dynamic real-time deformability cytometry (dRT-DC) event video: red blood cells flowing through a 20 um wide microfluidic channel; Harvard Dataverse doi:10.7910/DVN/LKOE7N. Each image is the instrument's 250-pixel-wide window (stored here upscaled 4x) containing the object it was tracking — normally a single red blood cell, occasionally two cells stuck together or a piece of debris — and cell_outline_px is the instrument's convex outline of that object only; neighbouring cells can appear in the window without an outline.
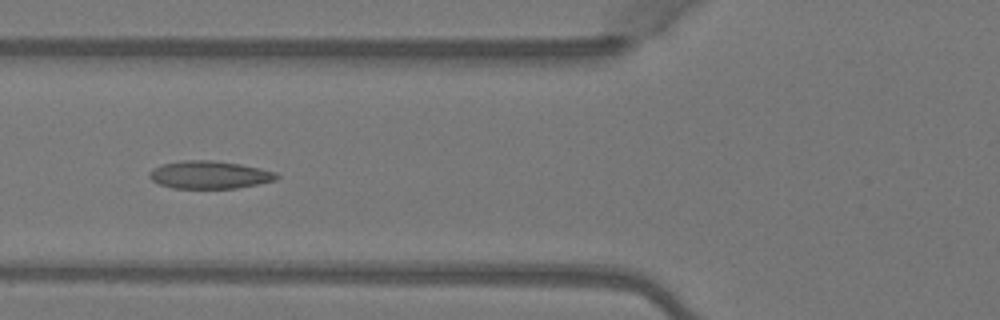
{"species": "Egyptian fruit bat (a non-hibernating species)", "species_latin": "Rousettus aegyptiacus", "temperature_condition": "warm", "stored_images_in_passage": 5, "camera_frame_rate_fps": 3000, "um_per_image_px": 0.085, "animal": {"sex": "female"}, "frame": {"image": 1, "passage_image": 5, "time_ms": 1.333, "image_size_px": [1000, 320], "cell_outline_px": [[280, 176], [276, 180], [236, 188], [172, 188], [160, 184], [152, 180], [148, 176], [148, 172], [152, 168], [164, 164], [184, 160], [212, 160], [240, 164], [260, 168], [276, 172]], "centroid_in_image_um": [17.8, 14.85], "position_along_channel_um": 108.0, "area_um2": 20.52}}